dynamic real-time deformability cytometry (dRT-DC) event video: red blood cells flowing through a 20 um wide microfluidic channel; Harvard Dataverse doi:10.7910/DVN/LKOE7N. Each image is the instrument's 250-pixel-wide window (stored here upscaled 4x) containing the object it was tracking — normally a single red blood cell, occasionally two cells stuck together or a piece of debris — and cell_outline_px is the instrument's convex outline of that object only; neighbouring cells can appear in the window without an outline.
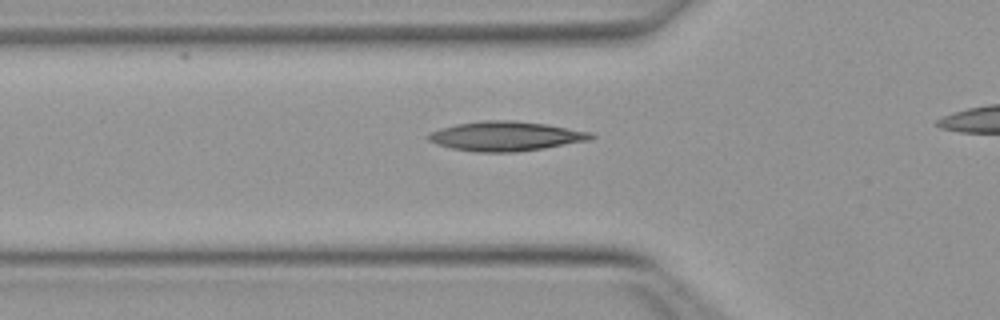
{"species": "Egyptian fruit bat (a non-hibernating species)", "species_latin": "Rousettus aegyptiacus", "temperature_condition": "warm", "stored_images_in_passage": 32, "camera_frame_rate_fps": 3000, "um_per_image_px": 0.085, "animal": {"sex": "female"}, "frame": {"image": 1, "passage_image": 7, "time_ms": 2.0, "image_size_px": [1000, 320], "cell_outline_px": [[596, 136], [588, 140], [544, 148], [516, 152], [476, 152], [452, 148], [436, 144], [428, 140], [424, 136], [428, 132], [440, 128], [456, 124], [484, 120], [512, 120], [548, 124], [592, 132]], "centroid_in_image_um": [42.95, 11.57], "position_along_channel_um": 82.9, "area_um2": 28.15}}
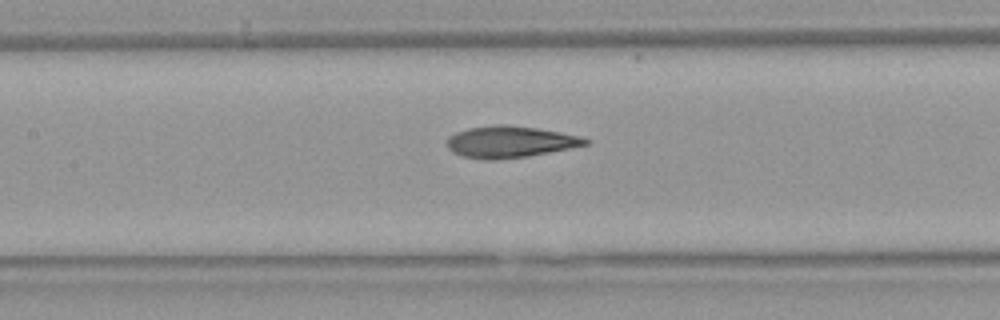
{"frame": {"image": 2, "passage_image": 13, "time_ms": 4.0, "image_size_px": [1000, 320], "cell_outline_px": [[592, 144], [572, 148], [528, 156], [496, 160], [484, 160], [464, 156], [452, 152], [444, 144], [448, 136], [456, 132], [468, 128], [496, 124], [504, 124], [536, 128], [560, 132], [580, 136], [592, 140]], "centroid_in_image_um": [43.36, 12.06], "position_along_channel_um": 164.0, "area_um2": 25.84}}
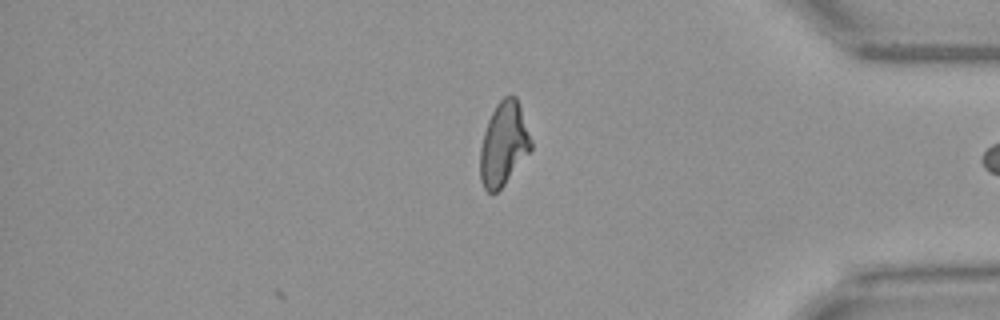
{"frame": {"image": 3, "passage_image": 32, "time_ms": 10.333, "image_size_px": [1000, 320], "cell_outline_px": [[532, 148], [504, 184], [492, 196], [484, 188], [480, 180], [480, 148], [484, 132], [488, 120], [496, 104], [504, 96], [516, 96], [532, 140]], "centroid_in_image_um": [42.79, 12.25], "position_along_channel_um": 392.4, "area_um2": 24.57}, "authors_computed_cell_mechanics": {"area_um2": 25.2297, "velocity_mm_per_s": 4.0218, "shape_relaxation_time_tau1_ms": 7.1984, "shape_relaxation_time_tau2_ms": 1.9925, "deformation_change_tau1": 0.2248, "deformation_change_tau2": 0.0981}}